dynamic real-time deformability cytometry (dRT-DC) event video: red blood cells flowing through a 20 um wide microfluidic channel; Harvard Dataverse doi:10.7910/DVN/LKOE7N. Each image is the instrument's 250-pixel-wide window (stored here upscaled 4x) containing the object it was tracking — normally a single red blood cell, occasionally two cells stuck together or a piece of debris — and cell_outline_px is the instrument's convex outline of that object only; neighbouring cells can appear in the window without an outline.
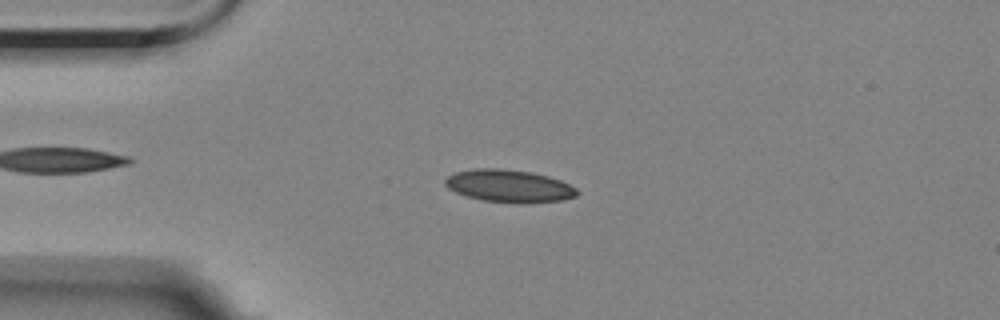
{"species": "Egyptian fruit bat (a non-hibernating species)", "species_latin": "Rousettus aegyptiacus", "temperature_condition": "room temperature", "stored_images_in_passage": 5, "camera_frame_rate_fps": 3000, "um_per_image_px": 0.085, "animal": {"sex": "female"}, "frame": {"image": 1, "passage_image": 4, "time_ms": 3.667, "image_size_px": [1000, 320], "cell_outline_px": [[580, 192], [576, 196], [564, 200], [528, 204], [520, 204], [484, 200], [468, 196], [456, 192], [448, 188], [444, 184], [444, 180], [448, 176], [456, 172], [476, 168], [496, 168], [532, 172], [548, 176], [560, 180], [576, 188]], "centroid_in_image_um": [43.31, 15.82], "position_along_channel_um": 41.7, "area_um2": 25.14}}